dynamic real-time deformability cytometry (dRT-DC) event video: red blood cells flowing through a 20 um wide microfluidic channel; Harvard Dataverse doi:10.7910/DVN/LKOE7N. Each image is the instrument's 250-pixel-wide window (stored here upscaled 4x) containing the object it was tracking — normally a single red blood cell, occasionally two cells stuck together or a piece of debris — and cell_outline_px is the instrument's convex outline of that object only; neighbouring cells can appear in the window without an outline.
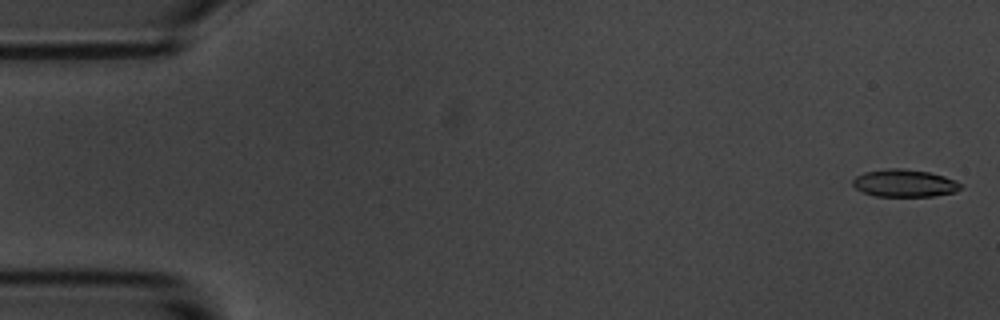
{"species": "common noctule bat (a hibernating species)", "species_latin": "Nyctalus noctula", "temperature_condition": "room temperature", "stored_images_in_passage": 5, "camera_frame_rate_fps": 3000, "um_per_image_px": 0.085, "animal": {"sex": "male", "body_mass_g": 20.1, "forearm_length_mm": 53.5}, "frame": {"image": 1, "passage_image": 1, "time_ms": 0.0, "image_size_px": [1000, 320], "cell_outline_px": [[964, 184], [956, 192], [932, 196], [876, 196], [864, 192], [856, 188], [852, 184], [852, 180], [856, 176], [864, 172], [892, 168], [900, 168], [928, 172], [944, 176], [956, 180]], "centroid_in_image_um": [76.91, 15.57], "position_along_channel_um": 8.1, "area_um2": 17.22}}
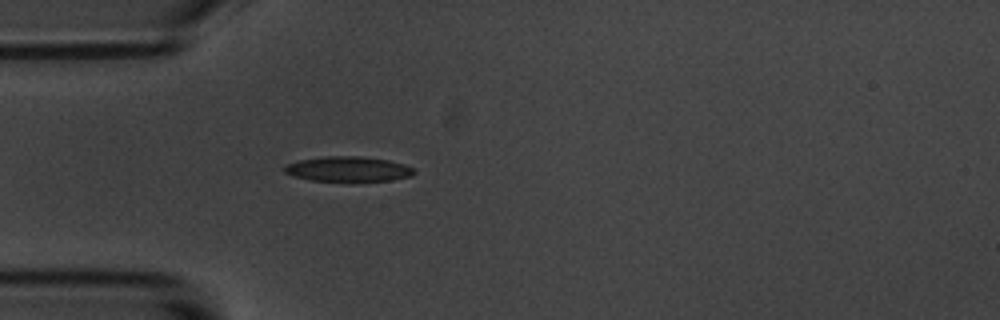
{"frame": {"image": 2, "passage_image": 5, "time_ms": 5.0, "image_size_px": [1000, 320], "cell_outline_px": [[416, 172], [412, 176], [392, 180], [352, 184], [312, 180], [296, 176], [284, 172], [284, 168], [288, 164], [300, 160], [324, 156], [360, 156], [388, 160], [404, 164], [412, 168]], "centroid_in_image_um": [29.65, 14.41], "position_along_channel_um": 55.4, "area_um2": 19.59}}